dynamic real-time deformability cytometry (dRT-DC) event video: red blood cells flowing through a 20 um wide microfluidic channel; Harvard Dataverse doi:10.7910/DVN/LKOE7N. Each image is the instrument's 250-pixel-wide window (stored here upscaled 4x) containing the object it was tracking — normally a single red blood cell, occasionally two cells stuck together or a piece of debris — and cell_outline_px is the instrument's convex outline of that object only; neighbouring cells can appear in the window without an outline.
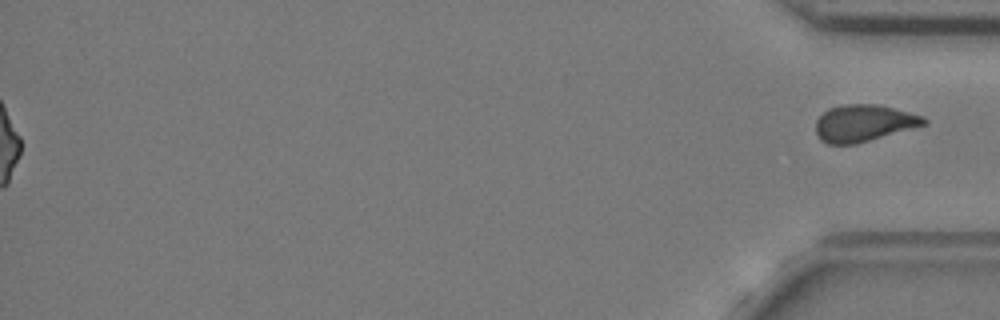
{"species": "common noctule bat (a hibernating species)", "species_latin": "Nyctalus noctula", "temperature_condition": "cold", "stored_images_in_passage": 53, "segment_of_instrument_passage": [2, 2], "camera_frame_rate_fps": 3000, "um_per_image_px": 0.085, "animal": {"sex": "female", "body_mass_g": 24.6, "forearm_length_mm": 56.2}, "frame": {"image": 1, "passage_image": 53, "time_ms": 17.333, "image_size_px": [1000, 320], "cell_outline_px": [[928, 124], [856, 144], [828, 144], [820, 140], [816, 136], [816, 120], [828, 108], [844, 104], [876, 104], [924, 116], [928, 120]], "centroid_in_image_um": [73.41, 10.47], "position_along_channel_um": 361.8, "area_um2": 23.29}}